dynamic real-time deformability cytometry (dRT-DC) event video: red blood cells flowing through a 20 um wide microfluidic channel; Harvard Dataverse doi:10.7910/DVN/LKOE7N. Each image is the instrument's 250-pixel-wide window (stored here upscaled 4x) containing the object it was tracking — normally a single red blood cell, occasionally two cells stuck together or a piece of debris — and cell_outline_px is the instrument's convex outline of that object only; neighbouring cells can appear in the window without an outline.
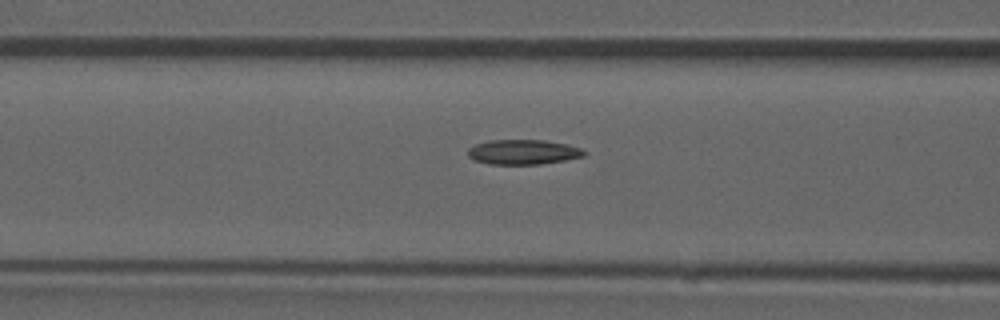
{"species": "common noctule bat (a hibernating species)", "species_latin": "Nyctalus noctula", "temperature_condition": "room temperature", "stored_images_in_passage": 12, "camera_frame_rate_fps": 3000, "um_per_image_px": 0.085, "animal": {"sex": "male", "forearm_length_mm": 52.5}, "frame": {"image": 1, "passage_image": 10, "time_ms": 3.0, "image_size_px": [1000, 320], "cell_outline_px": [[588, 152], [584, 156], [564, 160], [540, 164], [488, 164], [476, 160], [468, 156], [468, 148], [476, 144], [488, 140], [544, 140], [568, 144], [584, 148]], "centroid_in_image_um": [44.51, 12.91], "position_along_channel_um": 122.1, "area_um2": 16.94}}